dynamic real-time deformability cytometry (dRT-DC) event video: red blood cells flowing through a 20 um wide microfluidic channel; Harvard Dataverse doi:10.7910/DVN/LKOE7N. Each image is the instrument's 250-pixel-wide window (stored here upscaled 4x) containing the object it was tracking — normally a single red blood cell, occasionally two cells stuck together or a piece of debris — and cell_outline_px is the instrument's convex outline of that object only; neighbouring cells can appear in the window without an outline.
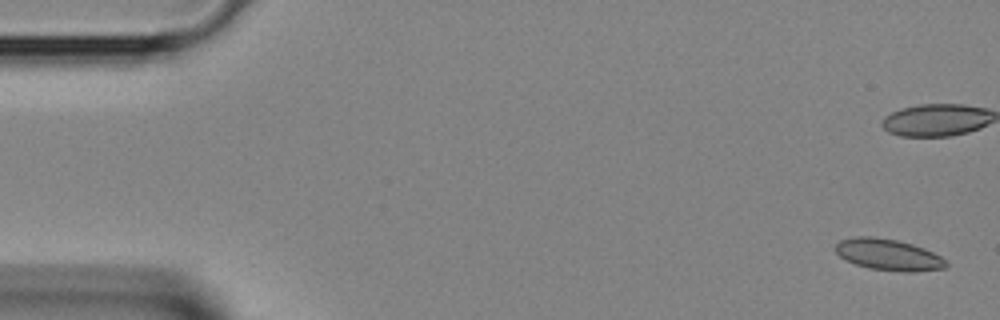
{"species": "Egyptian fruit bat (a non-hibernating species)", "species_latin": "Rousettus aegyptiacus", "temperature_condition": "room temperature", "stored_images_in_passage": 5, "camera_frame_rate_fps": 3000, "um_per_image_px": 0.085, "animal": {"sex": "female"}, "frame": {"image": 1, "passage_image": 1, "time_ms": 0.0, "image_size_px": [1000, 320], "cell_outline_px": [[948, 264], [944, 268], [912, 272], [904, 272], [868, 268], [844, 260], [836, 252], [836, 244], [840, 240], [852, 236], [872, 236], [896, 240], [912, 244], [924, 248], [940, 256]], "centroid_in_image_um": [75.48, 21.64], "position_along_channel_um": 9.5, "area_um2": 20.17}}